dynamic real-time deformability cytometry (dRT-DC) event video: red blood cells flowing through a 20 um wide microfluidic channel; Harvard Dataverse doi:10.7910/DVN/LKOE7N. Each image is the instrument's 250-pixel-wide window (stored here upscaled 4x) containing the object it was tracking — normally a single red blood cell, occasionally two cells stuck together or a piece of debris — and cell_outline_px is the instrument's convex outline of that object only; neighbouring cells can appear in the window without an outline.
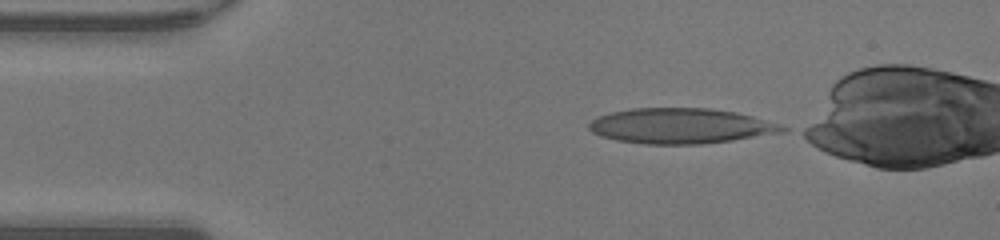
{"species": "human", "species_latin": "Homo sapiens", "temperature_condition": "warm", "stored_images_in_passage": 41, "camera_frame_rate_fps": 3000, "um_per_image_px": 0.085, "donor": {"sex": "male"}, "frame": {"image": 1, "passage_image": 1, "time_ms": 0.0, "image_size_px": [1000, 240], "cell_outline_px": [[788, 128], [784, 132], [732, 140], [700, 144], [644, 144], [616, 140], [600, 136], [592, 132], [588, 128], [588, 124], [592, 120], [600, 116], [612, 112], [632, 108], [708, 108], [736, 112], [752, 116]], "centroid_in_image_um": [57.81, 10.71], "position_along_channel_um": 27.2, "area_um2": 39.54}}
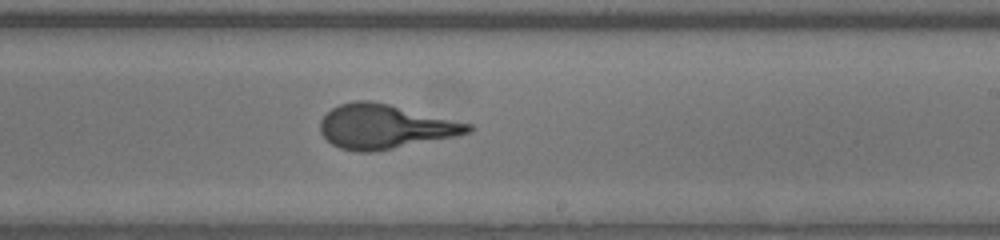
{"frame": {"image": 2, "passage_image": 21, "time_ms": 6.667, "image_size_px": [1000, 240], "cell_outline_px": [[476, 128], [472, 132], [460, 136], [372, 152], [356, 152], [340, 148], [332, 144], [320, 132], [320, 120], [332, 108], [340, 104], [356, 100], [368, 100], [388, 104], [476, 124]], "centroid_in_image_um": [32.8, 10.76], "position_along_channel_um": 256.2, "area_um2": 38.55}}
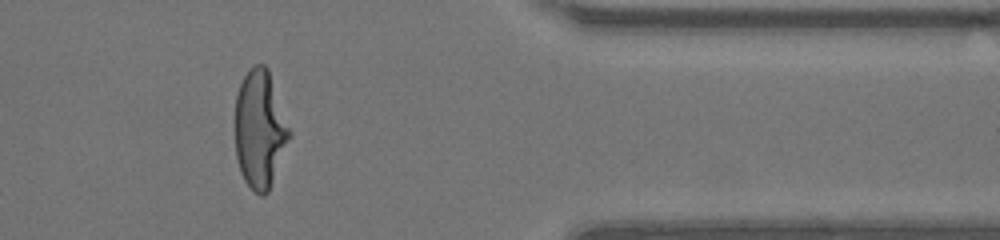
{"frame": {"image": 3, "passage_image": 32, "time_ms": 10.333, "image_size_px": [1000, 240], "cell_outline_px": [[292, 136], [268, 192], [264, 196], [260, 196], [244, 180], [240, 172], [236, 156], [236, 96], [240, 84], [244, 76], [256, 64], [264, 64], [268, 68], [292, 132]], "centroid_in_image_um": [22.12, 11.0], "position_along_channel_um": 389.3, "area_um2": 37.34}, "authors_computed_cell_mechanics": {"area_um2": 38.0902, "velocity_mm_per_s": 4.3068, "shape_relaxation_time_tau1_ms": 4.5639, "shape_relaxation_time_tau2_ms": null, "deformation_change_tau1": 0.2811, "deformation_change_tau2": null}}